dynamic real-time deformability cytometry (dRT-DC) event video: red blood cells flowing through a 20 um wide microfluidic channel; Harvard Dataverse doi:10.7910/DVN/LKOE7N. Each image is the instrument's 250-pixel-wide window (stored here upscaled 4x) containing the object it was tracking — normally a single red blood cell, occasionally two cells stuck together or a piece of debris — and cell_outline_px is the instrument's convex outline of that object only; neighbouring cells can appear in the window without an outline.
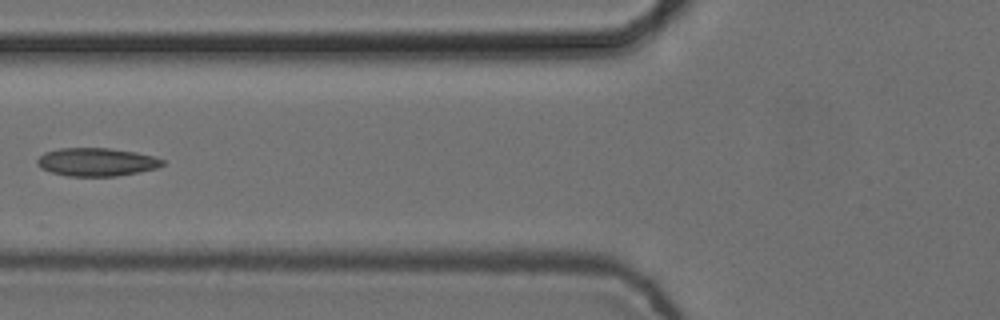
{"species": "common noctule bat (a hibernating species)", "species_latin": "Nyctalus noctula", "temperature_condition": "cold", "stored_images_in_passage": 10, "camera_frame_rate_fps": 3000, "um_per_image_px": 0.085, "animal": {"sex": "female", "body_mass_g": 24.6, "forearm_length_mm": 56.2}, "frame": {"image": 1, "passage_image": 10, "time_ms": 3.0, "image_size_px": [1000, 320], "cell_outline_px": [[164, 164], [156, 168], [116, 176], [68, 176], [52, 172], [40, 168], [36, 164], [36, 160], [44, 152], [60, 148], [108, 148], [136, 152], [152, 156], [164, 160]], "centroid_in_image_um": [8.16, 13.76], "position_along_channel_um": 117.6, "area_um2": 20.46}}